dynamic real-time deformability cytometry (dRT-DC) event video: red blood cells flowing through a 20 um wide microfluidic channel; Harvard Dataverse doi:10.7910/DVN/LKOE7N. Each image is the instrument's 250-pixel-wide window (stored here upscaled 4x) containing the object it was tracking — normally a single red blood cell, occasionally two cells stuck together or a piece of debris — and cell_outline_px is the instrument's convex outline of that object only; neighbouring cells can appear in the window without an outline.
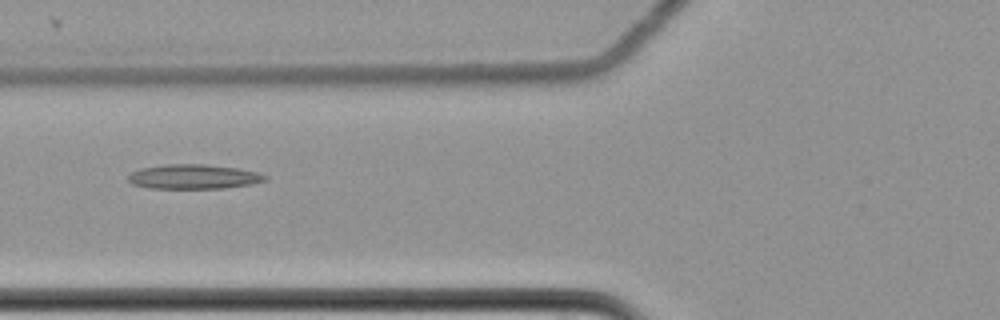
{"species": "common noctule bat (a hibernating species)", "species_latin": "Nyctalus noctula", "temperature_condition": "cold", "stored_images_in_passage": 7, "camera_frame_rate_fps": 3000, "um_per_image_px": 0.085, "animal": {"sex": "female", "body_mass_g": 22.7, "forearm_length_mm": 54.2}, "frame": {"image": 1, "passage_image": 7, "time_ms": 2.0, "image_size_px": [1000, 320], "cell_outline_px": [[268, 180], [252, 184], [224, 188], [148, 188], [132, 184], [128, 180], [128, 176], [132, 172], [140, 168], [164, 164], [204, 164], [236, 168], [256, 172], [268, 176]], "centroid_in_image_um": [16.45, 15.02], "position_along_channel_um": 109.4, "area_um2": 19.59}}